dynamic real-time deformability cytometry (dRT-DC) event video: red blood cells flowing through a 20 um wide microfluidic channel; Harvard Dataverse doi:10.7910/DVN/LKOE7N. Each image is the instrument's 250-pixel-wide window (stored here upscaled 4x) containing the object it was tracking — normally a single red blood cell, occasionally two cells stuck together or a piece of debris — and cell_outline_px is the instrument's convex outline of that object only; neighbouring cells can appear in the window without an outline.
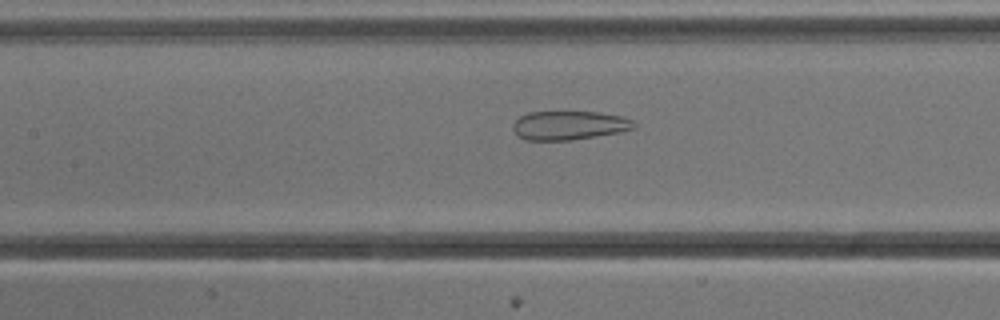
{"species": "common noctule bat (a hibernating species)", "species_latin": "Nyctalus noctula", "temperature_condition": "cold", "stored_images_in_passage": 53, "camera_frame_rate_fps": 3000, "um_per_image_px": 0.085, "animal": {"sex": "male", "body_mass_g": 13.3}, "frame": {"image": 1, "passage_image": 24, "time_ms": 7.667, "image_size_px": [1000, 320], "cell_outline_px": [[636, 128], [620, 132], [572, 140], [524, 140], [516, 136], [512, 128], [512, 124], [520, 116], [528, 112], [596, 112], [620, 116], [632, 120], [636, 124]], "centroid_in_image_um": [48.34, 10.66], "position_along_channel_um": 159.1, "area_um2": 20.46}}
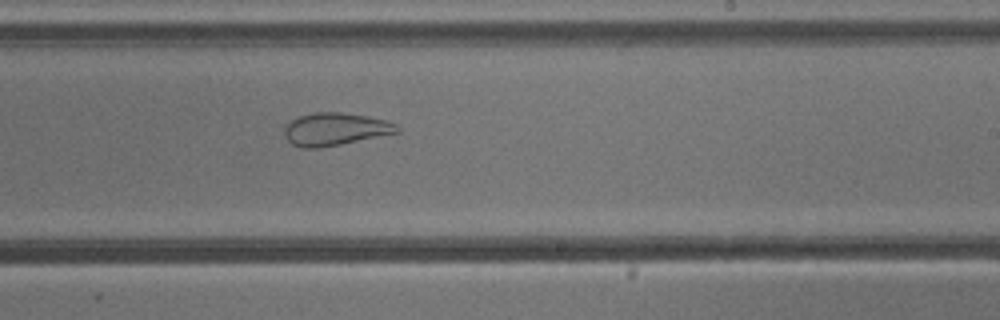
{"frame": {"image": 2, "passage_image": 32, "time_ms": 10.333, "image_size_px": [1000, 320], "cell_outline_px": [[400, 132], [320, 148], [304, 148], [292, 144], [288, 140], [284, 132], [284, 124], [300, 116], [316, 112], [340, 112], [368, 116], [388, 120], [396, 124], [400, 128]], "centroid_in_image_um": [28.5, 10.97], "position_along_channel_um": 260.5, "area_um2": 21.44}}
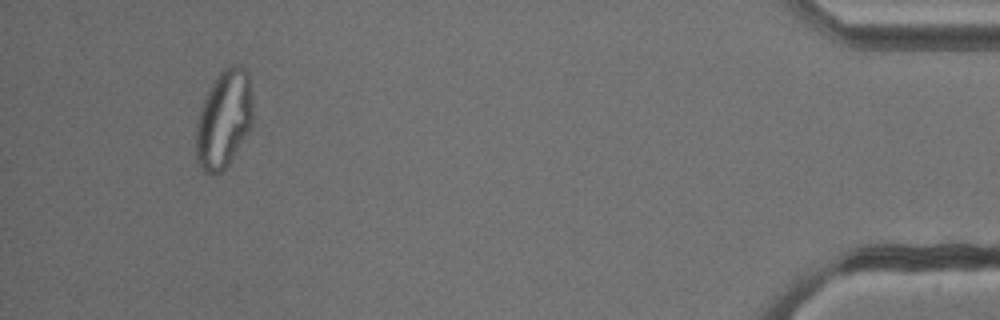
{"frame": {"image": 3, "passage_image": 50, "time_ms": 16.333, "image_size_px": [1000, 320], "cell_outline_px": [[252, 124], [248, 132], [228, 164], [220, 172], [212, 176], [208, 176], [196, 164], [196, 120], [200, 108], [216, 76], [228, 64], [240, 64], [248, 68], [252, 100]], "centroid_in_image_um": [19.02, 10.12], "position_along_channel_um": 416.2, "area_um2": 32.89}}